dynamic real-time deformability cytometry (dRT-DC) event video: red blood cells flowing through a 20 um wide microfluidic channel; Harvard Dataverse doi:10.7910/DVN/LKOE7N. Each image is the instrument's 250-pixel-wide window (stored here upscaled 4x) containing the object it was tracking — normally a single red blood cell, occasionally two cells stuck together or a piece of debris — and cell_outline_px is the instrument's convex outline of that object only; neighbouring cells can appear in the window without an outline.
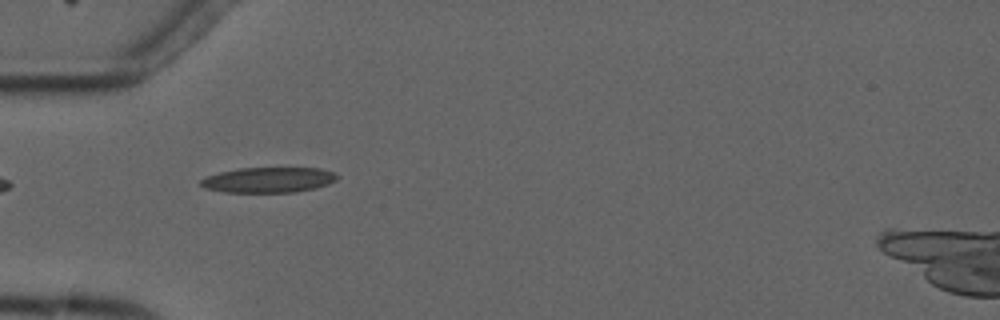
{"species": "common noctule bat (a hibernating species)", "species_latin": "Nyctalus noctula", "temperature_condition": "cold", "stored_images_in_passage": 1, "camera_frame_rate_fps": 3000, "um_per_image_px": 0.085, "animal": {"sex": "male", "forearm_length_mm": 52.5}, "frame": {"image": 1, "passage_image": 1, "time_ms": 0.0, "image_size_px": [1000, 320], "cell_outline_px": [[340, 176], [336, 180], [328, 184], [316, 188], [296, 192], [224, 192], [204, 188], [200, 184], [200, 180], [208, 176], [220, 172], [240, 168], [320, 168], [332, 172]], "centroid_in_image_um": [22.84, 15.29], "position_along_channel_um": 62.2, "area_um2": 20.11}}